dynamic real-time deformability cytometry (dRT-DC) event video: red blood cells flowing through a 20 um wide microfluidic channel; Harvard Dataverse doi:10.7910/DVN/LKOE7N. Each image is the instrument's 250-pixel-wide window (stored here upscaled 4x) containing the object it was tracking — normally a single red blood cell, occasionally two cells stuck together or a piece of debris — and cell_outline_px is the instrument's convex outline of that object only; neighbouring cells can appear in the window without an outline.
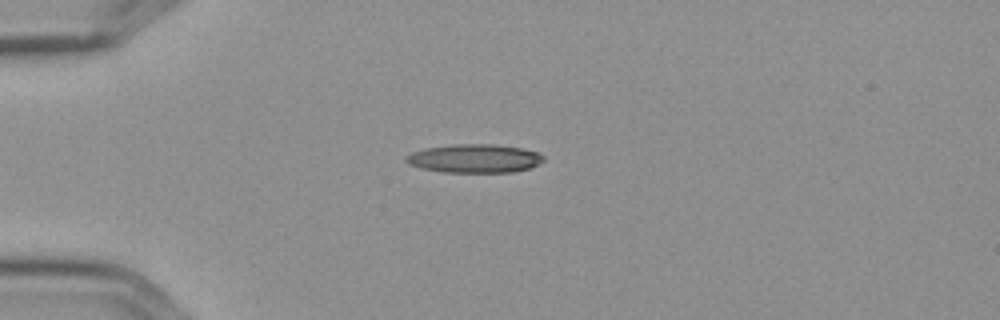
{"species": "Egyptian fruit bat (a non-hibernating species)", "species_latin": "Rousettus aegyptiacus", "temperature_condition": "cold", "stored_images_in_passage": 12, "camera_frame_rate_fps": 3000, "um_per_image_px": 0.085, "frame": {"image": 1, "passage_image": 1, "time_ms": 0.0, "image_size_px": [1000, 320], "cell_outline_px": [[544, 160], [528, 168], [512, 172], [440, 172], [408, 164], [404, 160], [404, 156], [412, 152], [424, 148], [456, 144], [492, 144], [520, 148], [540, 152], [544, 156]], "centroid_in_image_um": [40.3, 13.46], "position_along_channel_um": 44.7, "area_um2": 22.83}}
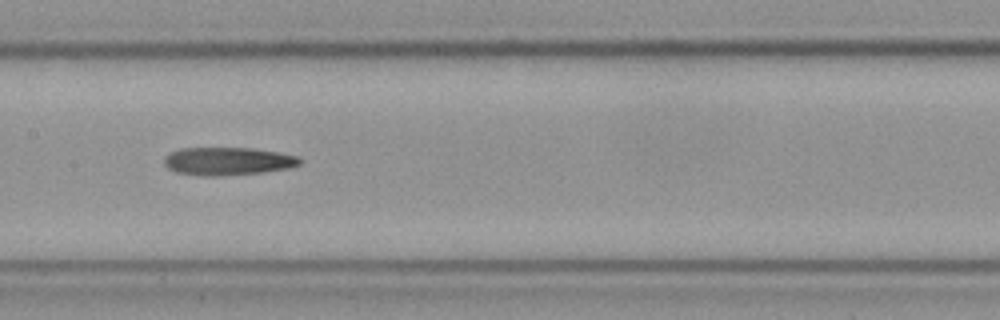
{"frame": {"image": 2, "passage_image": 5, "time_ms": 1.333, "image_size_px": [1000, 320], "cell_outline_px": [[300, 164], [288, 168], [264, 172], [220, 176], [204, 176], [176, 172], [168, 168], [164, 164], [164, 156], [180, 148], [252, 148], [276, 152], [296, 156], [300, 160]], "centroid_in_image_um": [19.32, 13.7], "position_along_channel_um": 188.1, "area_um2": 21.96}}
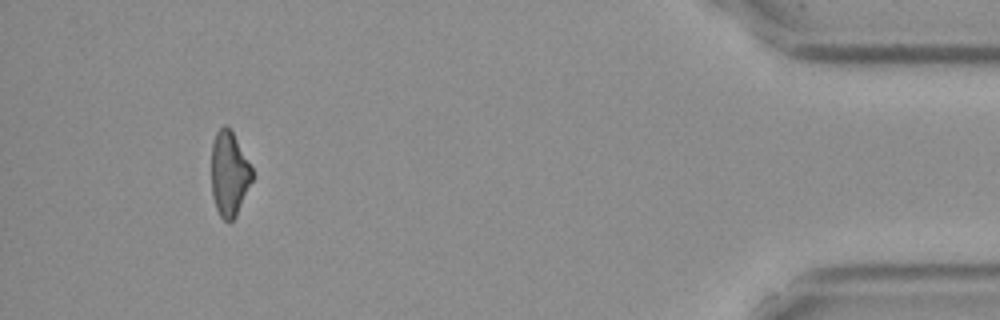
{"frame": {"image": 3, "passage_image": 11, "time_ms": 3.333, "image_size_px": [1000, 320], "cell_outline_px": [[252, 180], [236, 216], [228, 224], [220, 216], [216, 208], [212, 196], [212, 144], [216, 132], [224, 124], [232, 132], [252, 168]], "centroid_in_image_um": [19.47, 14.81], "position_along_channel_um": 415.7, "area_um2": 19.83}}